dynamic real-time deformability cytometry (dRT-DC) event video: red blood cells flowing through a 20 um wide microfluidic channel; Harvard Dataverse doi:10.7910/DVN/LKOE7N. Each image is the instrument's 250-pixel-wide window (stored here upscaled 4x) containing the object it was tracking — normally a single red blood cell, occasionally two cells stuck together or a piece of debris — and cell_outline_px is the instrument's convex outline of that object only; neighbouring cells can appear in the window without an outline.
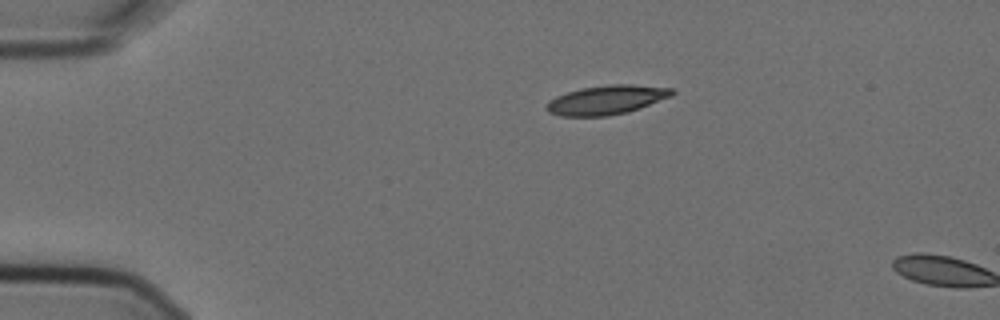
{"species": "Egyptian fruit bat (a non-hibernating species)", "species_latin": "Rousettus aegyptiacus", "temperature_condition": "cold", "stored_images_in_passage": 2, "camera_frame_rate_fps": 3000, "um_per_image_px": 0.085, "animal": {"sex": "female"}, "frame": {"image": 1, "passage_image": 1, "time_ms": 0.0, "image_size_px": [1000, 320], "cell_outline_px": [[676, 92], [672, 96], [640, 108], [628, 112], [608, 116], [560, 116], [548, 112], [544, 108], [548, 100], [556, 96], [580, 88], [612, 84], [632, 84], [672, 88]], "centroid_in_image_um": [51.55, 8.49], "position_along_channel_um": 33.5, "area_um2": 21.5}}